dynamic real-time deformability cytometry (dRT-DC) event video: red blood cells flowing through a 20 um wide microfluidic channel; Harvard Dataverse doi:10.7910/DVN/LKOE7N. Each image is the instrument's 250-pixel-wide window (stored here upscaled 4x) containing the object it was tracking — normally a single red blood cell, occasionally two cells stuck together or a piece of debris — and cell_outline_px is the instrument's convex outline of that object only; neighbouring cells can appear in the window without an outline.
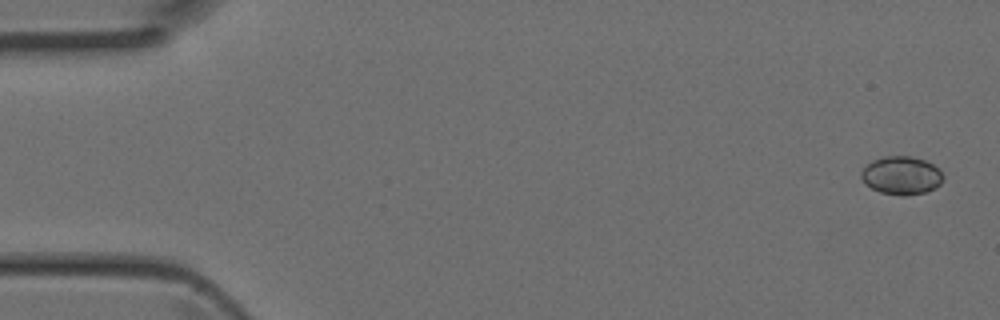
{"species": "Egyptian fruit bat (a non-hibernating species)", "species_latin": "Rousettus aegyptiacus", "temperature_condition": "room temperature", "stored_images_in_passage": 4, "camera_frame_rate_fps": 3000, "um_per_image_px": 0.085, "animal": {"sex": "female"}, "frame": {"image": 1, "passage_image": 1, "time_ms": 0.0, "image_size_px": [1000, 320], "cell_outline_px": [[944, 180], [936, 188], [924, 192], [904, 196], [900, 196], [880, 192], [864, 184], [860, 176], [860, 172], [872, 160], [884, 156], [912, 156], [924, 160], [932, 164], [944, 176]], "centroid_in_image_um": [76.6, 14.92], "position_along_channel_um": 8.4, "area_um2": 18.32}}